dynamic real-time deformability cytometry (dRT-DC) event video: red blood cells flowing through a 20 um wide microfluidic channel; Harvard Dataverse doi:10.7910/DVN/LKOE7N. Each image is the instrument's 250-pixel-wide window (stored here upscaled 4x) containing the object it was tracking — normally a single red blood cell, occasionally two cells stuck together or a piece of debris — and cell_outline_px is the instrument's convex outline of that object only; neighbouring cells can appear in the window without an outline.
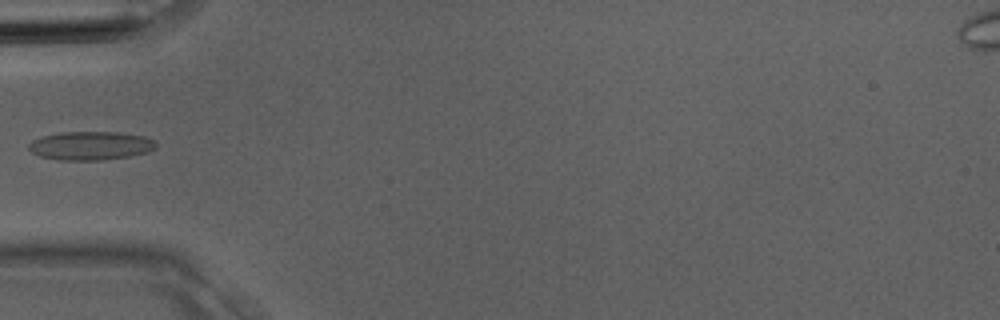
{"species": "Egyptian fruit bat (a non-hibernating species)", "species_latin": "Rousettus aegyptiacus", "temperature_condition": "room temperature", "stored_images_in_passage": 4, "camera_frame_rate_fps": 3000, "um_per_image_px": 0.085, "animal": {"sex": "male"}, "frame": {"image": 1, "passage_image": 4, "time_ms": 1.0, "image_size_px": [1000, 320], "cell_outline_px": [[156, 148], [148, 152], [128, 156], [100, 160], [60, 160], [40, 156], [32, 152], [28, 148], [28, 144], [32, 140], [44, 136], [60, 132], [120, 132], [144, 136], [156, 140]], "centroid_in_image_um": [7.72, 12.38], "position_along_channel_um": 77.3, "area_um2": 21.21}}